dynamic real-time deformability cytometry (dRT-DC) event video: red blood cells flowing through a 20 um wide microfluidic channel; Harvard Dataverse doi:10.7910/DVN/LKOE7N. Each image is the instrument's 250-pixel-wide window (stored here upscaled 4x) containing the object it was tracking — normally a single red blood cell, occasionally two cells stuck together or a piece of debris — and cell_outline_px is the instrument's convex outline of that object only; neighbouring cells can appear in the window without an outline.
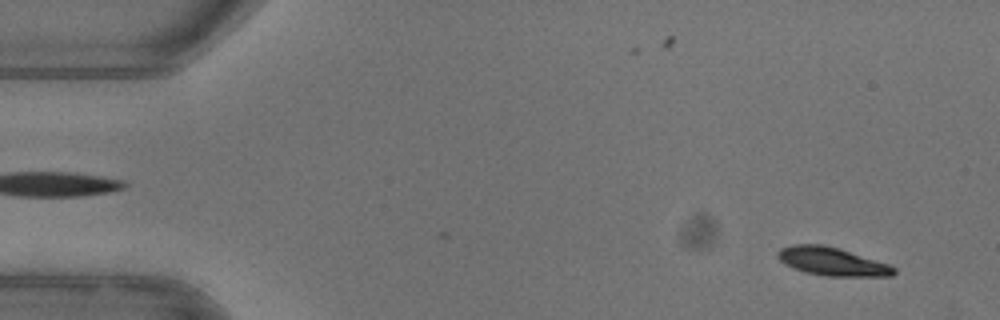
{"species": "common noctule bat (a hibernating species)", "species_latin": "Nyctalus noctula", "temperature_condition": "warm", "stored_images_in_passage": 52, "camera_frame_rate_fps": 3000, "um_per_image_px": 0.085, "animal": {"sex": "female"}, "frame": {"image": 1, "passage_image": 3, "time_ms": 0.667, "image_size_px": [1000, 320], "cell_outline_px": [[896, 272], [892, 276], [824, 276], [804, 272], [792, 268], [784, 264], [776, 256], [776, 252], [780, 248], [792, 244], [824, 244], [840, 248], [888, 264], [896, 268]], "centroid_in_image_um": [70.68, 22.22], "position_along_channel_um": 14.3, "area_um2": 19.36}}
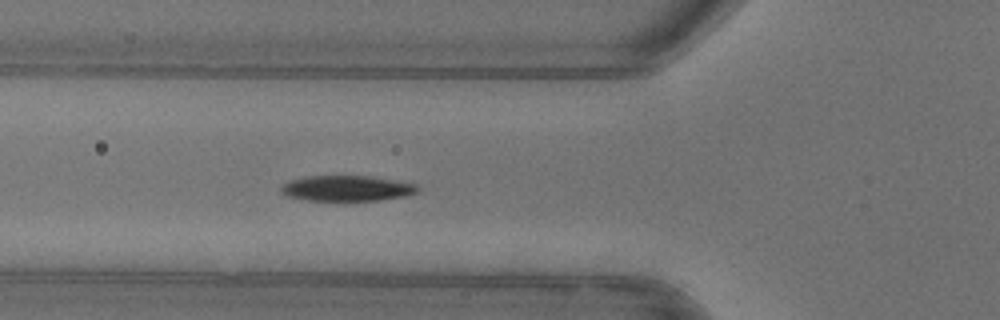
{"frame": {"image": 2, "passage_image": 18, "time_ms": 5.667, "image_size_px": [1000, 320], "cell_outline_px": [[420, 192], [404, 196], [380, 200], [344, 204], [308, 200], [288, 196], [280, 192], [280, 188], [288, 180], [304, 176], [372, 176], [416, 184], [420, 188]], "centroid_in_image_um": [29.48, 16.05], "position_along_channel_um": 96.3, "area_um2": 21.39}}
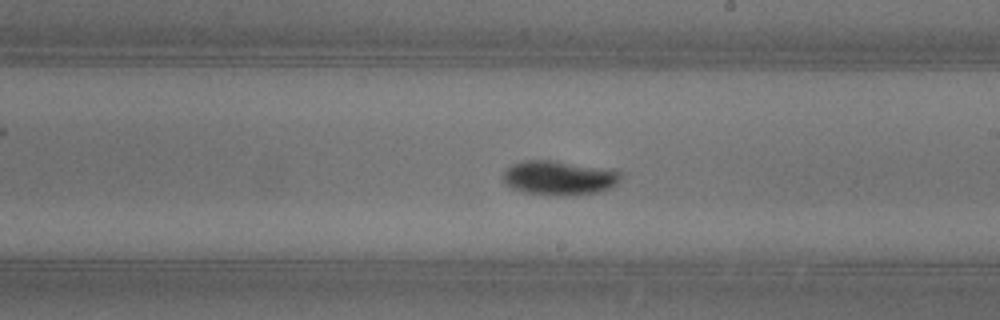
{"frame": {"image": 3, "passage_image": 29, "time_ms": 9.333, "image_size_px": [1000, 320], "cell_outline_px": [[620, 180], [612, 188], [600, 192], [572, 196], [560, 196], [524, 192], [512, 188], [504, 184], [500, 176], [512, 164], [520, 160], [556, 160], [612, 168], [620, 172]], "centroid_in_image_um": [47.54, 15.11], "position_along_channel_um": 241.5, "area_um2": 24.33}, "authors_computed_cell_mechanics": {"area_um2": 20.1722, "velocity_mm_per_s": 3.9551, "shape_relaxation_time_tau1_ms": 3.0065, "shape_relaxation_time_tau2_ms": null, "deformation_change_tau1": 0.1456, "deformation_change_tau2": null}}